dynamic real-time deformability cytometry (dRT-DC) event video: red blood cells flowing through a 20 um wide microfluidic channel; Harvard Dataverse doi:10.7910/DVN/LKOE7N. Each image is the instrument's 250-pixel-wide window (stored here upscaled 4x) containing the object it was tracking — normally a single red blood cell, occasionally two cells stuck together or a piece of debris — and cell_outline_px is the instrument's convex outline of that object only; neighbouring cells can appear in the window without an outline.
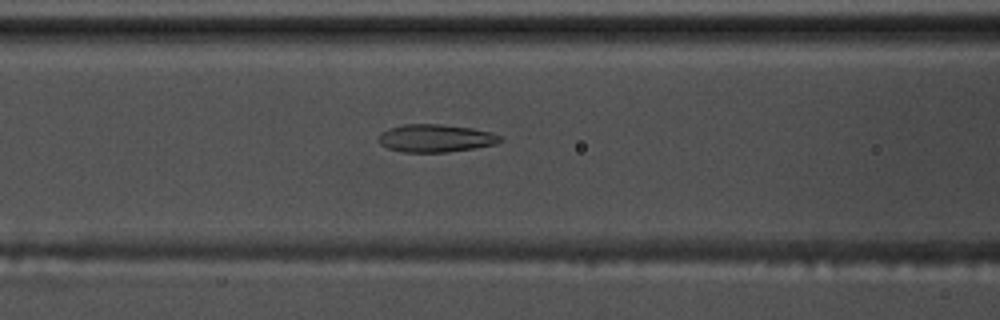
{"species": "common noctule bat (a hibernating species)", "species_latin": "Nyctalus noctula", "temperature_condition": "warm", "stored_images_in_passage": 57, "camera_frame_rate_fps": 3000, "um_per_image_px": 0.085, "animal": {"sex": "male", "body_mass_g": 17.5, "forearm_length_mm": 52.3}, "frame": {"image": 1, "passage_image": 24, "time_ms": 7.667, "image_size_px": [1000, 320], "cell_outline_px": [[504, 140], [496, 144], [476, 148], [448, 152], [400, 152], [388, 148], [380, 144], [376, 140], [380, 132], [388, 128], [404, 124], [440, 124], [472, 128], [488, 132], [500, 136]], "centroid_in_image_um": [36.98, 11.75], "position_along_channel_um": 129.6, "area_um2": 19.88}}
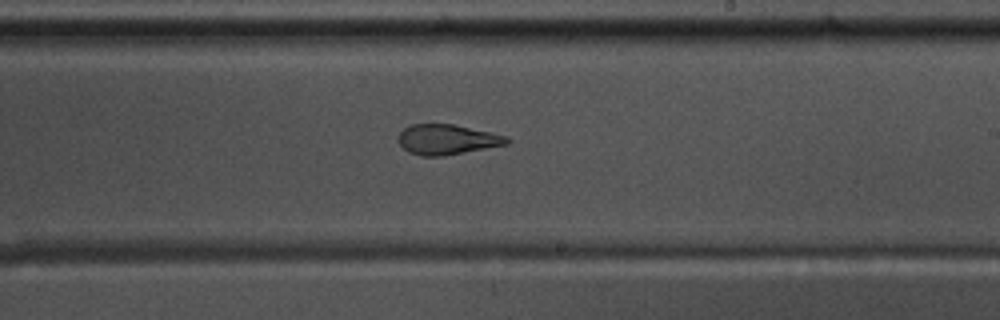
{"frame": {"image": 2, "passage_image": 34, "time_ms": 11.0, "image_size_px": [1000, 320], "cell_outline_px": [[512, 140], [508, 144], [444, 156], [420, 156], [408, 152], [400, 144], [400, 132], [404, 128], [412, 124], [452, 124], [508, 136]], "centroid_in_image_um": [38.03, 11.86], "position_along_channel_um": 251.0, "area_um2": 18.96}}
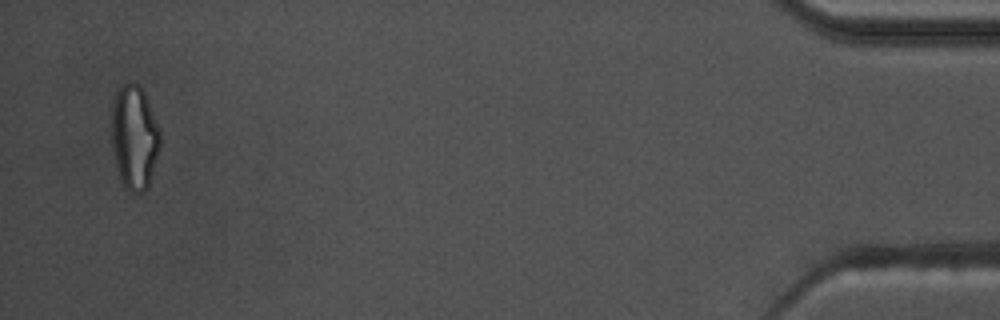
{"frame": {"image": 3, "passage_image": 55, "time_ms": 18.0, "image_size_px": [1000, 320], "cell_outline_px": [[160, 148], [148, 188], [144, 192], [128, 192], [124, 188], [120, 180], [116, 168], [112, 144], [112, 104], [116, 92], [120, 84], [128, 80], [132, 80], [140, 84], [144, 92], [160, 132]], "centroid_in_image_um": [11.4, 11.66], "position_along_channel_um": 423.8, "area_um2": 29.94}, "authors_computed_cell_mechanics": {"area_um2": 21.5016, "velocity_mm_per_s": 3.6533, "shape_relaxation_time_tau1_ms": null, "shape_relaxation_time_tau2_ms": 1.5659, "deformation_change_tau1": null, "deformation_change_tau2": 0.0984}}